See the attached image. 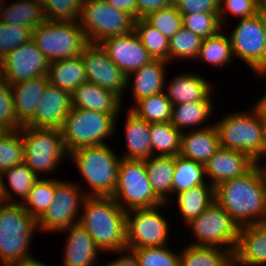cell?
I'll use <instances>...</instances> for the list:
<instances>
[{"label": "cell", "mask_w": 266, "mask_h": 266, "mask_svg": "<svg viewBox=\"0 0 266 266\" xmlns=\"http://www.w3.org/2000/svg\"><path fill=\"white\" fill-rule=\"evenodd\" d=\"M181 15L196 13H219L218 0H173Z\"/></svg>", "instance_id": "50"}, {"label": "cell", "mask_w": 266, "mask_h": 266, "mask_svg": "<svg viewBox=\"0 0 266 266\" xmlns=\"http://www.w3.org/2000/svg\"><path fill=\"white\" fill-rule=\"evenodd\" d=\"M122 99L113 91L90 82L82 83L71 93L73 108L92 110L107 114H119Z\"/></svg>", "instance_id": "21"}, {"label": "cell", "mask_w": 266, "mask_h": 266, "mask_svg": "<svg viewBox=\"0 0 266 266\" xmlns=\"http://www.w3.org/2000/svg\"><path fill=\"white\" fill-rule=\"evenodd\" d=\"M165 205L126 212L127 249L167 245L169 222L158 210Z\"/></svg>", "instance_id": "13"}, {"label": "cell", "mask_w": 266, "mask_h": 266, "mask_svg": "<svg viewBox=\"0 0 266 266\" xmlns=\"http://www.w3.org/2000/svg\"><path fill=\"white\" fill-rule=\"evenodd\" d=\"M46 20L78 21L84 0H39Z\"/></svg>", "instance_id": "45"}, {"label": "cell", "mask_w": 266, "mask_h": 266, "mask_svg": "<svg viewBox=\"0 0 266 266\" xmlns=\"http://www.w3.org/2000/svg\"><path fill=\"white\" fill-rule=\"evenodd\" d=\"M254 107V108H253ZM252 109L257 114L258 118L262 121L266 120V93L259 99Z\"/></svg>", "instance_id": "54"}, {"label": "cell", "mask_w": 266, "mask_h": 266, "mask_svg": "<svg viewBox=\"0 0 266 266\" xmlns=\"http://www.w3.org/2000/svg\"><path fill=\"white\" fill-rule=\"evenodd\" d=\"M166 61L153 60L149 64L135 70L127 76V87L130 85V79L133 77L132 93L134 103L138 100L154 94L165 91Z\"/></svg>", "instance_id": "26"}, {"label": "cell", "mask_w": 266, "mask_h": 266, "mask_svg": "<svg viewBox=\"0 0 266 266\" xmlns=\"http://www.w3.org/2000/svg\"><path fill=\"white\" fill-rule=\"evenodd\" d=\"M233 57L229 36L219 31L216 35L203 39L196 59L219 68L229 66Z\"/></svg>", "instance_id": "38"}, {"label": "cell", "mask_w": 266, "mask_h": 266, "mask_svg": "<svg viewBox=\"0 0 266 266\" xmlns=\"http://www.w3.org/2000/svg\"><path fill=\"white\" fill-rule=\"evenodd\" d=\"M99 44L126 76L153 61L135 31L107 38Z\"/></svg>", "instance_id": "17"}, {"label": "cell", "mask_w": 266, "mask_h": 266, "mask_svg": "<svg viewBox=\"0 0 266 266\" xmlns=\"http://www.w3.org/2000/svg\"><path fill=\"white\" fill-rule=\"evenodd\" d=\"M144 19L168 40L182 27V15L173 3L150 13Z\"/></svg>", "instance_id": "43"}, {"label": "cell", "mask_w": 266, "mask_h": 266, "mask_svg": "<svg viewBox=\"0 0 266 266\" xmlns=\"http://www.w3.org/2000/svg\"><path fill=\"white\" fill-rule=\"evenodd\" d=\"M55 194V179H38L30 190L28 197L22 203L25 210L38 220L53 203Z\"/></svg>", "instance_id": "40"}, {"label": "cell", "mask_w": 266, "mask_h": 266, "mask_svg": "<svg viewBox=\"0 0 266 266\" xmlns=\"http://www.w3.org/2000/svg\"><path fill=\"white\" fill-rule=\"evenodd\" d=\"M258 164L244 175L214 187L215 201L239 228L266 221V177Z\"/></svg>", "instance_id": "1"}, {"label": "cell", "mask_w": 266, "mask_h": 266, "mask_svg": "<svg viewBox=\"0 0 266 266\" xmlns=\"http://www.w3.org/2000/svg\"><path fill=\"white\" fill-rule=\"evenodd\" d=\"M125 141L127 152L122 158L145 160L152 155L150 123L139 118L135 113L128 109L125 115Z\"/></svg>", "instance_id": "27"}, {"label": "cell", "mask_w": 266, "mask_h": 266, "mask_svg": "<svg viewBox=\"0 0 266 266\" xmlns=\"http://www.w3.org/2000/svg\"><path fill=\"white\" fill-rule=\"evenodd\" d=\"M134 31L153 60L169 62V40L145 19L135 21Z\"/></svg>", "instance_id": "39"}, {"label": "cell", "mask_w": 266, "mask_h": 266, "mask_svg": "<svg viewBox=\"0 0 266 266\" xmlns=\"http://www.w3.org/2000/svg\"><path fill=\"white\" fill-rule=\"evenodd\" d=\"M33 29L0 21V61L13 49L32 39Z\"/></svg>", "instance_id": "47"}, {"label": "cell", "mask_w": 266, "mask_h": 266, "mask_svg": "<svg viewBox=\"0 0 266 266\" xmlns=\"http://www.w3.org/2000/svg\"><path fill=\"white\" fill-rule=\"evenodd\" d=\"M4 1L5 0H0V16H1V8H2V5H3V3H5Z\"/></svg>", "instance_id": "61"}, {"label": "cell", "mask_w": 266, "mask_h": 266, "mask_svg": "<svg viewBox=\"0 0 266 266\" xmlns=\"http://www.w3.org/2000/svg\"><path fill=\"white\" fill-rule=\"evenodd\" d=\"M67 232L63 266H94L100 249L87 230L78 222L62 230Z\"/></svg>", "instance_id": "22"}, {"label": "cell", "mask_w": 266, "mask_h": 266, "mask_svg": "<svg viewBox=\"0 0 266 266\" xmlns=\"http://www.w3.org/2000/svg\"><path fill=\"white\" fill-rule=\"evenodd\" d=\"M24 162V141L20 130H9L0 138V171Z\"/></svg>", "instance_id": "42"}, {"label": "cell", "mask_w": 266, "mask_h": 266, "mask_svg": "<svg viewBox=\"0 0 266 266\" xmlns=\"http://www.w3.org/2000/svg\"><path fill=\"white\" fill-rule=\"evenodd\" d=\"M32 40L49 62L74 58L88 44L78 21H49L33 29Z\"/></svg>", "instance_id": "7"}, {"label": "cell", "mask_w": 266, "mask_h": 266, "mask_svg": "<svg viewBox=\"0 0 266 266\" xmlns=\"http://www.w3.org/2000/svg\"><path fill=\"white\" fill-rule=\"evenodd\" d=\"M6 5L3 3L1 8L0 21L2 22L34 29L46 21L43 6L39 0H18Z\"/></svg>", "instance_id": "30"}, {"label": "cell", "mask_w": 266, "mask_h": 266, "mask_svg": "<svg viewBox=\"0 0 266 266\" xmlns=\"http://www.w3.org/2000/svg\"><path fill=\"white\" fill-rule=\"evenodd\" d=\"M166 91L144 97L138 100L130 110L148 123L170 122L172 103L166 96Z\"/></svg>", "instance_id": "37"}, {"label": "cell", "mask_w": 266, "mask_h": 266, "mask_svg": "<svg viewBox=\"0 0 266 266\" xmlns=\"http://www.w3.org/2000/svg\"><path fill=\"white\" fill-rule=\"evenodd\" d=\"M47 76L50 84L70 94L77 86L87 82L86 71L81 55L74 58L50 62Z\"/></svg>", "instance_id": "28"}, {"label": "cell", "mask_w": 266, "mask_h": 266, "mask_svg": "<svg viewBox=\"0 0 266 266\" xmlns=\"http://www.w3.org/2000/svg\"><path fill=\"white\" fill-rule=\"evenodd\" d=\"M79 223L93 238L101 252L127 249L126 211L112 196H86Z\"/></svg>", "instance_id": "2"}, {"label": "cell", "mask_w": 266, "mask_h": 266, "mask_svg": "<svg viewBox=\"0 0 266 266\" xmlns=\"http://www.w3.org/2000/svg\"><path fill=\"white\" fill-rule=\"evenodd\" d=\"M77 169L89 185L87 196H112L118 176L121 157H117L109 145L100 144L78 148L69 153Z\"/></svg>", "instance_id": "5"}, {"label": "cell", "mask_w": 266, "mask_h": 266, "mask_svg": "<svg viewBox=\"0 0 266 266\" xmlns=\"http://www.w3.org/2000/svg\"><path fill=\"white\" fill-rule=\"evenodd\" d=\"M173 0H137L138 19H144L150 13L169 6Z\"/></svg>", "instance_id": "51"}, {"label": "cell", "mask_w": 266, "mask_h": 266, "mask_svg": "<svg viewBox=\"0 0 266 266\" xmlns=\"http://www.w3.org/2000/svg\"><path fill=\"white\" fill-rule=\"evenodd\" d=\"M150 135L153 156L175 157L179 155L182 132L170 122L150 123Z\"/></svg>", "instance_id": "35"}, {"label": "cell", "mask_w": 266, "mask_h": 266, "mask_svg": "<svg viewBox=\"0 0 266 266\" xmlns=\"http://www.w3.org/2000/svg\"><path fill=\"white\" fill-rule=\"evenodd\" d=\"M214 125L219 135L220 147L243 152L256 163L266 155L263 121L253 109L247 113L238 111L227 114Z\"/></svg>", "instance_id": "4"}, {"label": "cell", "mask_w": 266, "mask_h": 266, "mask_svg": "<svg viewBox=\"0 0 266 266\" xmlns=\"http://www.w3.org/2000/svg\"><path fill=\"white\" fill-rule=\"evenodd\" d=\"M20 133L24 141V163L38 177L42 172H55L61 159L69 157L61 129L23 126Z\"/></svg>", "instance_id": "10"}, {"label": "cell", "mask_w": 266, "mask_h": 266, "mask_svg": "<svg viewBox=\"0 0 266 266\" xmlns=\"http://www.w3.org/2000/svg\"><path fill=\"white\" fill-rule=\"evenodd\" d=\"M167 245L159 247L133 248L139 266H179L180 254H176Z\"/></svg>", "instance_id": "44"}, {"label": "cell", "mask_w": 266, "mask_h": 266, "mask_svg": "<svg viewBox=\"0 0 266 266\" xmlns=\"http://www.w3.org/2000/svg\"><path fill=\"white\" fill-rule=\"evenodd\" d=\"M256 162L247 154L220 147L204 164L206 176L211 179V185H217L240 177L247 173Z\"/></svg>", "instance_id": "19"}, {"label": "cell", "mask_w": 266, "mask_h": 266, "mask_svg": "<svg viewBox=\"0 0 266 266\" xmlns=\"http://www.w3.org/2000/svg\"><path fill=\"white\" fill-rule=\"evenodd\" d=\"M263 126H264L265 140H266V120L263 121Z\"/></svg>", "instance_id": "60"}, {"label": "cell", "mask_w": 266, "mask_h": 266, "mask_svg": "<svg viewBox=\"0 0 266 266\" xmlns=\"http://www.w3.org/2000/svg\"><path fill=\"white\" fill-rule=\"evenodd\" d=\"M87 82L113 91L122 100L127 88V76L109 58L100 44L88 43L81 54Z\"/></svg>", "instance_id": "16"}, {"label": "cell", "mask_w": 266, "mask_h": 266, "mask_svg": "<svg viewBox=\"0 0 266 266\" xmlns=\"http://www.w3.org/2000/svg\"><path fill=\"white\" fill-rule=\"evenodd\" d=\"M144 163L154 193L164 203H169L170 198L168 197L172 194L175 157L150 156L144 160Z\"/></svg>", "instance_id": "29"}, {"label": "cell", "mask_w": 266, "mask_h": 266, "mask_svg": "<svg viewBox=\"0 0 266 266\" xmlns=\"http://www.w3.org/2000/svg\"><path fill=\"white\" fill-rule=\"evenodd\" d=\"M6 178L7 184L4 182L5 179H2L3 193H4V202L5 203H23L24 200L28 197L30 190L32 189L35 182L39 177L23 162L19 165L13 166L10 169H7L2 172V178ZM18 198H21L20 202H13V192Z\"/></svg>", "instance_id": "33"}, {"label": "cell", "mask_w": 266, "mask_h": 266, "mask_svg": "<svg viewBox=\"0 0 266 266\" xmlns=\"http://www.w3.org/2000/svg\"><path fill=\"white\" fill-rule=\"evenodd\" d=\"M264 6L262 0H222L218 13L221 25L227 20V12L243 19L257 14Z\"/></svg>", "instance_id": "49"}, {"label": "cell", "mask_w": 266, "mask_h": 266, "mask_svg": "<svg viewBox=\"0 0 266 266\" xmlns=\"http://www.w3.org/2000/svg\"><path fill=\"white\" fill-rule=\"evenodd\" d=\"M262 2L264 3V5L266 6V0H262Z\"/></svg>", "instance_id": "63"}, {"label": "cell", "mask_w": 266, "mask_h": 266, "mask_svg": "<svg viewBox=\"0 0 266 266\" xmlns=\"http://www.w3.org/2000/svg\"><path fill=\"white\" fill-rule=\"evenodd\" d=\"M211 83L195 73L178 74L164 90L173 105L186 102L211 100Z\"/></svg>", "instance_id": "25"}, {"label": "cell", "mask_w": 266, "mask_h": 266, "mask_svg": "<svg viewBox=\"0 0 266 266\" xmlns=\"http://www.w3.org/2000/svg\"><path fill=\"white\" fill-rule=\"evenodd\" d=\"M112 197L126 212L166 204L154 193L144 160L122 157L119 161L117 184Z\"/></svg>", "instance_id": "8"}, {"label": "cell", "mask_w": 266, "mask_h": 266, "mask_svg": "<svg viewBox=\"0 0 266 266\" xmlns=\"http://www.w3.org/2000/svg\"><path fill=\"white\" fill-rule=\"evenodd\" d=\"M205 167L203 164L175 156L172 195L191 189L205 183Z\"/></svg>", "instance_id": "36"}, {"label": "cell", "mask_w": 266, "mask_h": 266, "mask_svg": "<svg viewBox=\"0 0 266 266\" xmlns=\"http://www.w3.org/2000/svg\"><path fill=\"white\" fill-rule=\"evenodd\" d=\"M2 172L0 171V203L4 202V193H3V186H2Z\"/></svg>", "instance_id": "57"}, {"label": "cell", "mask_w": 266, "mask_h": 266, "mask_svg": "<svg viewBox=\"0 0 266 266\" xmlns=\"http://www.w3.org/2000/svg\"><path fill=\"white\" fill-rule=\"evenodd\" d=\"M0 124L8 130H20L23 126L18 122L15 112L10 84L0 75Z\"/></svg>", "instance_id": "48"}, {"label": "cell", "mask_w": 266, "mask_h": 266, "mask_svg": "<svg viewBox=\"0 0 266 266\" xmlns=\"http://www.w3.org/2000/svg\"><path fill=\"white\" fill-rule=\"evenodd\" d=\"M9 130L0 124V138L5 135Z\"/></svg>", "instance_id": "58"}, {"label": "cell", "mask_w": 266, "mask_h": 266, "mask_svg": "<svg viewBox=\"0 0 266 266\" xmlns=\"http://www.w3.org/2000/svg\"><path fill=\"white\" fill-rule=\"evenodd\" d=\"M71 109V94L49 83L42 94L34 117L25 126L61 129Z\"/></svg>", "instance_id": "18"}, {"label": "cell", "mask_w": 266, "mask_h": 266, "mask_svg": "<svg viewBox=\"0 0 266 266\" xmlns=\"http://www.w3.org/2000/svg\"><path fill=\"white\" fill-rule=\"evenodd\" d=\"M48 84V76H40L10 85L17 119L22 126H25L34 117Z\"/></svg>", "instance_id": "24"}, {"label": "cell", "mask_w": 266, "mask_h": 266, "mask_svg": "<svg viewBox=\"0 0 266 266\" xmlns=\"http://www.w3.org/2000/svg\"><path fill=\"white\" fill-rule=\"evenodd\" d=\"M182 250L179 266H227L233 260V254L220 247L190 244Z\"/></svg>", "instance_id": "34"}, {"label": "cell", "mask_w": 266, "mask_h": 266, "mask_svg": "<svg viewBox=\"0 0 266 266\" xmlns=\"http://www.w3.org/2000/svg\"><path fill=\"white\" fill-rule=\"evenodd\" d=\"M36 230L37 220L21 203H0V260L3 266L34 258L29 247Z\"/></svg>", "instance_id": "3"}, {"label": "cell", "mask_w": 266, "mask_h": 266, "mask_svg": "<svg viewBox=\"0 0 266 266\" xmlns=\"http://www.w3.org/2000/svg\"><path fill=\"white\" fill-rule=\"evenodd\" d=\"M118 115L72 107L61 128L68 153L82 147L105 144L104 139L115 132Z\"/></svg>", "instance_id": "6"}, {"label": "cell", "mask_w": 266, "mask_h": 266, "mask_svg": "<svg viewBox=\"0 0 266 266\" xmlns=\"http://www.w3.org/2000/svg\"><path fill=\"white\" fill-rule=\"evenodd\" d=\"M81 189L78 183L58 181L55 178L54 200L37 220L38 229L54 233L78 223L81 215L78 212L81 209L79 206H82L87 196Z\"/></svg>", "instance_id": "14"}, {"label": "cell", "mask_w": 266, "mask_h": 266, "mask_svg": "<svg viewBox=\"0 0 266 266\" xmlns=\"http://www.w3.org/2000/svg\"><path fill=\"white\" fill-rule=\"evenodd\" d=\"M135 21L132 15L117 10L105 0H84L78 23L88 43L99 44L107 38L133 32Z\"/></svg>", "instance_id": "9"}, {"label": "cell", "mask_w": 266, "mask_h": 266, "mask_svg": "<svg viewBox=\"0 0 266 266\" xmlns=\"http://www.w3.org/2000/svg\"><path fill=\"white\" fill-rule=\"evenodd\" d=\"M182 26L202 38L214 36L223 28L218 13L182 15Z\"/></svg>", "instance_id": "46"}, {"label": "cell", "mask_w": 266, "mask_h": 266, "mask_svg": "<svg viewBox=\"0 0 266 266\" xmlns=\"http://www.w3.org/2000/svg\"><path fill=\"white\" fill-rule=\"evenodd\" d=\"M238 22L229 35L233 56L239 57L255 73H265L264 7Z\"/></svg>", "instance_id": "12"}, {"label": "cell", "mask_w": 266, "mask_h": 266, "mask_svg": "<svg viewBox=\"0 0 266 266\" xmlns=\"http://www.w3.org/2000/svg\"><path fill=\"white\" fill-rule=\"evenodd\" d=\"M264 33H265V73H257V75L266 76V6H264Z\"/></svg>", "instance_id": "56"}, {"label": "cell", "mask_w": 266, "mask_h": 266, "mask_svg": "<svg viewBox=\"0 0 266 266\" xmlns=\"http://www.w3.org/2000/svg\"><path fill=\"white\" fill-rule=\"evenodd\" d=\"M109 5L117 10L124 11L138 19L137 0H105Z\"/></svg>", "instance_id": "52"}, {"label": "cell", "mask_w": 266, "mask_h": 266, "mask_svg": "<svg viewBox=\"0 0 266 266\" xmlns=\"http://www.w3.org/2000/svg\"><path fill=\"white\" fill-rule=\"evenodd\" d=\"M11 266H49L45 265L44 263L40 262L39 260H36V258H33L31 260L24 261L22 263L14 264Z\"/></svg>", "instance_id": "55"}, {"label": "cell", "mask_w": 266, "mask_h": 266, "mask_svg": "<svg viewBox=\"0 0 266 266\" xmlns=\"http://www.w3.org/2000/svg\"><path fill=\"white\" fill-rule=\"evenodd\" d=\"M220 148L215 125L202 126L188 133L182 132L179 156L205 164Z\"/></svg>", "instance_id": "23"}, {"label": "cell", "mask_w": 266, "mask_h": 266, "mask_svg": "<svg viewBox=\"0 0 266 266\" xmlns=\"http://www.w3.org/2000/svg\"><path fill=\"white\" fill-rule=\"evenodd\" d=\"M49 60L31 39L11 50L0 61V75L11 85L47 76Z\"/></svg>", "instance_id": "15"}, {"label": "cell", "mask_w": 266, "mask_h": 266, "mask_svg": "<svg viewBox=\"0 0 266 266\" xmlns=\"http://www.w3.org/2000/svg\"><path fill=\"white\" fill-rule=\"evenodd\" d=\"M213 106L211 100L173 105L170 123L181 132L187 127L199 129L200 125L208 121L210 116L212 117L211 114L214 112Z\"/></svg>", "instance_id": "32"}, {"label": "cell", "mask_w": 266, "mask_h": 266, "mask_svg": "<svg viewBox=\"0 0 266 266\" xmlns=\"http://www.w3.org/2000/svg\"><path fill=\"white\" fill-rule=\"evenodd\" d=\"M187 225L191 226L197 239L192 245L225 246L226 250L234 254L240 228L216 201Z\"/></svg>", "instance_id": "11"}, {"label": "cell", "mask_w": 266, "mask_h": 266, "mask_svg": "<svg viewBox=\"0 0 266 266\" xmlns=\"http://www.w3.org/2000/svg\"><path fill=\"white\" fill-rule=\"evenodd\" d=\"M116 253H119L118 255H120L121 253L123 254L117 259L110 261V263L102 266H139L138 259L131 250L124 249Z\"/></svg>", "instance_id": "53"}, {"label": "cell", "mask_w": 266, "mask_h": 266, "mask_svg": "<svg viewBox=\"0 0 266 266\" xmlns=\"http://www.w3.org/2000/svg\"><path fill=\"white\" fill-rule=\"evenodd\" d=\"M203 39L183 26L169 39V63L173 59H195Z\"/></svg>", "instance_id": "41"}, {"label": "cell", "mask_w": 266, "mask_h": 266, "mask_svg": "<svg viewBox=\"0 0 266 266\" xmlns=\"http://www.w3.org/2000/svg\"><path fill=\"white\" fill-rule=\"evenodd\" d=\"M265 166H261L262 167V169H263V172H264V174H265V177H266V164H264Z\"/></svg>", "instance_id": "62"}, {"label": "cell", "mask_w": 266, "mask_h": 266, "mask_svg": "<svg viewBox=\"0 0 266 266\" xmlns=\"http://www.w3.org/2000/svg\"><path fill=\"white\" fill-rule=\"evenodd\" d=\"M227 266H240L234 259Z\"/></svg>", "instance_id": "59"}, {"label": "cell", "mask_w": 266, "mask_h": 266, "mask_svg": "<svg viewBox=\"0 0 266 266\" xmlns=\"http://www.w3.org/2000/svg\"><path fill=\"white\" fill-rule=\"evenodd\" d=\"M177 207L185 224L197 218L215 201L214 187L211 184H202L176 195Z\"/></svg>", "instance_id": "31"}, {"label": "cell", "mask_w": 266, "mask_h": 266, "mask_svg": "<svg viewBox=\"0 0 266 266\" xmlns=\"http://www.w3.org/2000/svg\"><path fill=\"white\" fill-rule=\"evenodd\" d=\"M233 259L240 266L266 265V221L239 229Z\"/></svg>", "instance_id": "20"}]
</instances>
